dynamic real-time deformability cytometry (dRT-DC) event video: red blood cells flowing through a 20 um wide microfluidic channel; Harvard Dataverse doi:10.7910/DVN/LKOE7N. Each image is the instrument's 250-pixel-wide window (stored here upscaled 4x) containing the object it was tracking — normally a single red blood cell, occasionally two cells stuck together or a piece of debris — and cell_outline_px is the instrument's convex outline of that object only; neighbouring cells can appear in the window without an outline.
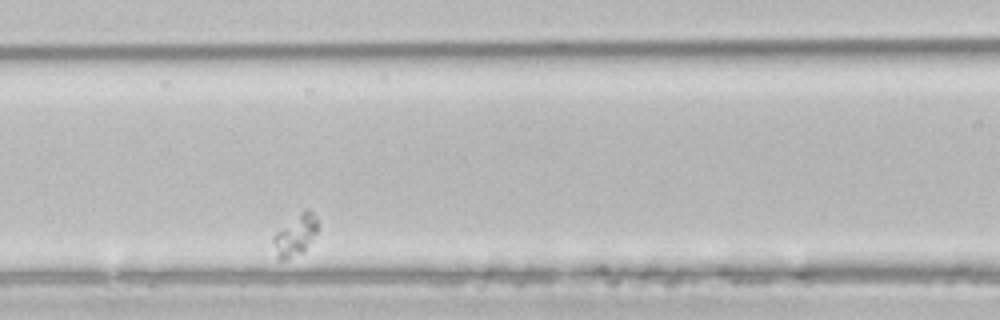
{"species": "common noctule bat (a hibernating species)", "species_latin": "Nyctalus noctula", "temperature_condition": "room temperature", "stored_images_in_passage": 30, "camera_frame_rate_fps": 3000, "um_per_image_px": 0.085, "animal": {"sex": "male", "body_mass_g": 21.5, "forearm_length_mm": 52.0}, "frame": {"image": 1, "passage_image": 8, "time_ms": 2.333, "image_size_px": [1000, 320], "cell_outline_px": [[316, 232], [304, 252], [284, 260], [276, 260], [272, 240], [272, 236], [276, 232], [304, 208], [308, 208], [316, 216]], "centroid_in_image_um": [25.06, 20.01], "position_along_channel_um": 141.5, "area_um2": 10.69}}
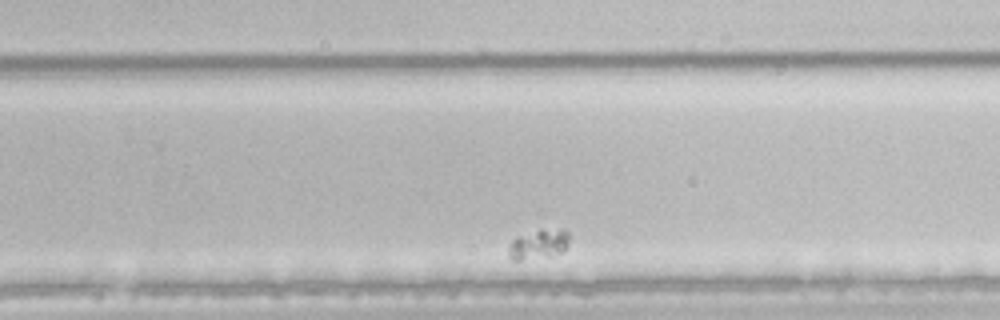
{"frame": {"image": 2, "passage_image": 22, "time_ms": 7.0, "image_size_px": [1000, 320], "cell_outline_px": [[572, 236], [568, 244], [560, 252], [548, 256], [520, 260], [512, 260], [508, 256], [508, 252], [512, 240], [516, 236], [540, 228], [560, 228], [568, 232]], "centroid_in_image_um": [45.79, 20.71], "position_along_channel_um": 284.0, "area_um2": 10.75}}